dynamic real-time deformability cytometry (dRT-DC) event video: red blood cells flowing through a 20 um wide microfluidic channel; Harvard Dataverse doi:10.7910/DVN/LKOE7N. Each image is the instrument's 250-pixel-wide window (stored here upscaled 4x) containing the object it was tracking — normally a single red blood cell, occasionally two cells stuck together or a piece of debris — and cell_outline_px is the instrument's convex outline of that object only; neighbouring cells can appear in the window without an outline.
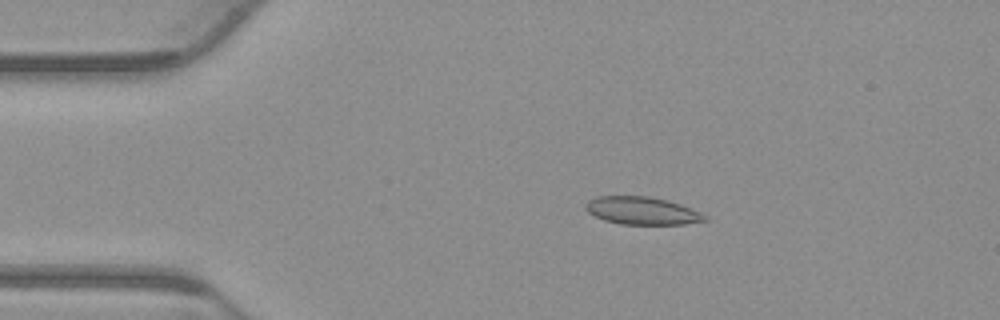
{"species": "common noctule bat (a hibernating species)", "species_latin": "Nyctalus noctula", "temperature_condition": "warm", "stored_images_in_passage": 53, "camera_frame_rate_fps": 3000, "um_per_image_px": 0.085, "animal": {"sex": "male", "body_mass_g": 23.1, "forearm_length_mm": 52.7}, "frame": {"image": 1, "passage_image": 10, "time_ms": 3.0, "image_size_px": [1000, 320], "cell_outline_px": [[708, 220], [684, 224], [620, 224], [604, 220], [588, 212], [584, 208], [584, 204], [588, 200], [596, 196], [648, 196], [668, 200], [692, 208], [708, 216]], "centroid_in_image_um": [54.57, 17.9], "position_along_channel_um": 30.4, "area_um2": 19.36}}
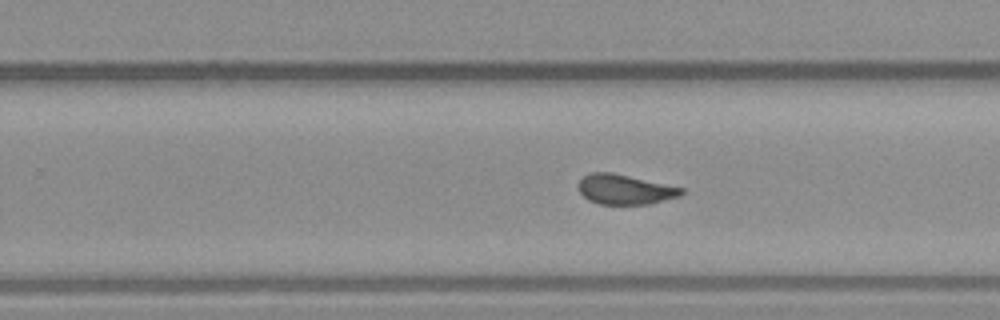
{"frame": {"image": 2, "passage_image": 33, "time_ms": 10.667, "image_size_px": [1000, 320], "cell_outline_px": [[684, 192], [680, 196], [648, 204], [600, 204], [588, 200], [576, 188], [576, 184], [584, 176], [592, 172], [612, 172], [684, 188]], "centroid_in_image_um": [53.08, 16.1], "position_along_channel_um": 276.7, "area_um2": 17.98}}
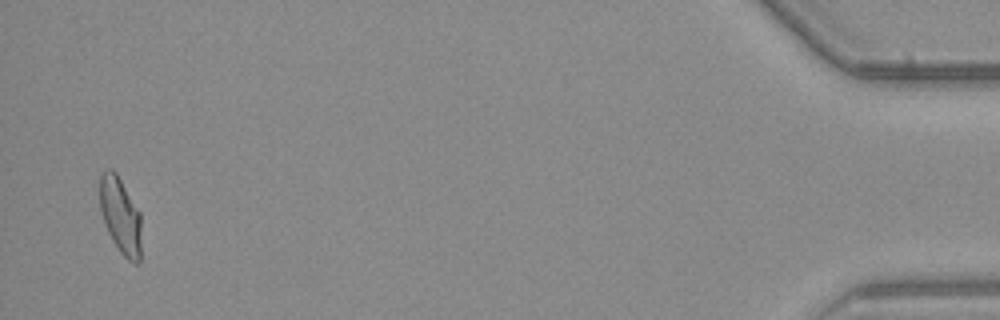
{"frame": {"image": 3, "passage_image": 52, "time_ms": 17.0, "image_size_px": [1000, 320], "cell_outline_px": [[140, 260], [136, 264], [128, 260], [120, 252], [112, 240], [108, 232], [100, 212], [100, 172], [104, 168], [112, 168], [116, 172], [140, 212]], "centroid_in_image_um": [10.21, 18.28], "position_along_channel_um": 425.0, "area_um2": 18.55}, "authors_computed_cell_mechanics": {"area_um2": 18.8428, "velocity_mm_per_s": 3.844, "shape_relaxation_time_tau1_ms": null, "shape_relaxation_time_tau2_ms": 1.3304, "deformation_change_tau1": null, "deformation_change_tau2": 0.0779}}